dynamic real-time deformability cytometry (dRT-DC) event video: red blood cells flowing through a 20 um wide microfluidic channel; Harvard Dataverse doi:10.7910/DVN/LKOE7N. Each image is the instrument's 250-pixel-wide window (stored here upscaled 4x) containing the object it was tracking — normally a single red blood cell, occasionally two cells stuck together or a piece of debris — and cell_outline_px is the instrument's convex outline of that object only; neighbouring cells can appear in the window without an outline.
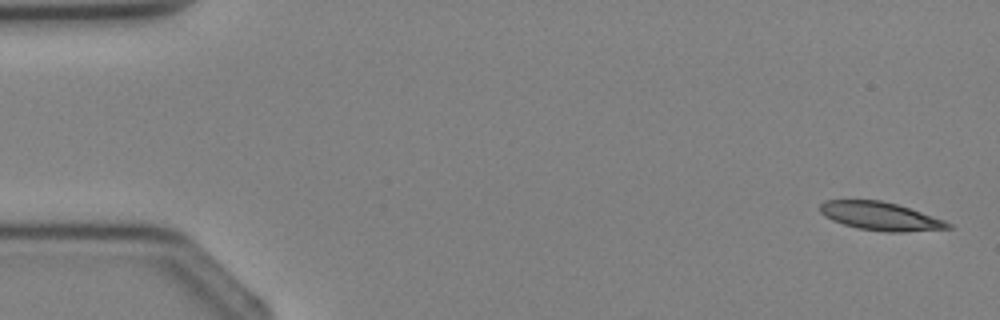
{"species": "Egyptian fruit bat (a non-hibernating species)", "species_latin": "Rousettus aegyptiacus", "temperature_condition": "cold", "stored_images_in_passage": 3, "camera_frame_rate_fps": 3000, "um_per_image_px": 0.085, "animal": {"sex": "female"}, "frame": {"image": 1, "passage_image": 3, "time_ms": 3.0, "image_size_px": [1000, 320], "cell_outline_px": [[952, 228], [904, 232], [888, 232], [856, 228], [832, 220], [824, 216], [820, 212], [820, 204], [824, 200], [880, 200], [896, 204], [944, 220], [952, 224]], "centroid_in_image_um": [74.81, 18.38], "position_along_channel_um": 10.2, "area_um2": 20.92}}